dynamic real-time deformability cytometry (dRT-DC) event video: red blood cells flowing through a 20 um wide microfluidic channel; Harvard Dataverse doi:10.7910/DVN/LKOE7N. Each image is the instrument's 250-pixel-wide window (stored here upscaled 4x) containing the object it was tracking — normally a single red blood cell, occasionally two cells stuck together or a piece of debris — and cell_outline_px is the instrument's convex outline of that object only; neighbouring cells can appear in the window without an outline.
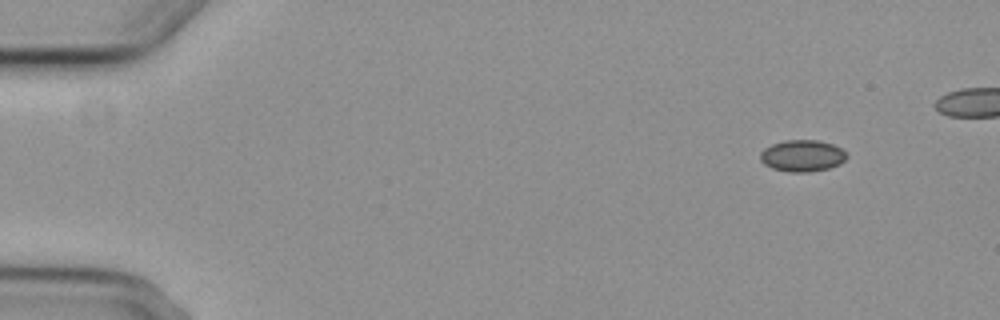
{"species": "common noctule bat (a hibernating species)", "species_latin": "Nyctalus noctula", "temperature_condition": "cold", "stored_images_in_passage": 3, "camera_frame_rate_fps": 3000, "um_per_image_px": 0.085, "animal": {"sex": "female", "body_mass_g": 29.2, "forearm_length_mm": 56.3}, "frame": {"image": 1, "passage_image": 1, "time_ms": 0.0, "image_size_px": [1000, 320], "cell_outline_px": [[848, 156], [840, 164], [828, 168], [808, 172], [788, 172], [772, 168], [764, 164], [760, 160], [760, 152], [764, 148], [772, 144], [784, 140], [816, 140], [832, 144], [848, 152]], "centroid_in_image_um": [68.19, 13.24], "position_along_channel_um": 16.8, "area_um2": 16.01}}